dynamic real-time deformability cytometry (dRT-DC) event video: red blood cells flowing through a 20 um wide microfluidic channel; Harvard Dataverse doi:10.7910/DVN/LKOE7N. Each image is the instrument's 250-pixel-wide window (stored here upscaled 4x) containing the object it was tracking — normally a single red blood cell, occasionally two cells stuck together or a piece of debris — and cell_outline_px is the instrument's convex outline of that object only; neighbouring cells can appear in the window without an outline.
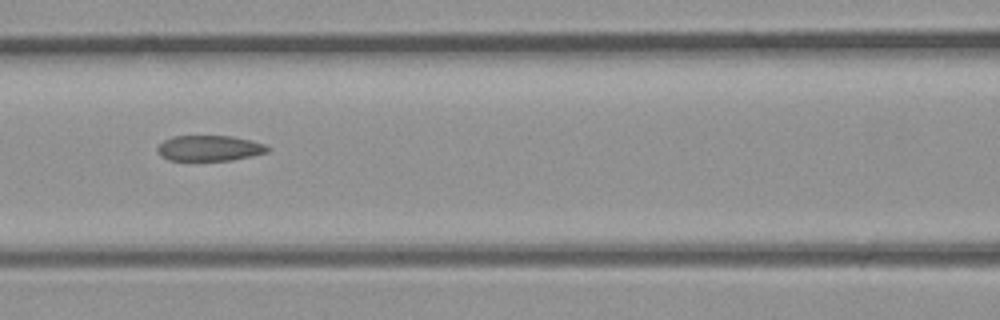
{"species": "common noctule bat (a hibernating species)", "species_latin": "Nyctalus noctula", "temperature_condition": "room temperature", "stored_images_in_passage": 4, "camera_frame_rate_fps": 3000, "um_per_image_px": 0.085, "animal": {"sex": "male", "body_mass_g": 23.1, "forearm_length_mm": 52.7}, "frame": {"image": 1, "passage_image": 4, "time_ms": 1.0, "image_size_px": [1000, 320], "cell_outline_px": [[272, 148], [268, 152], [252, 156], [232, 160], [168, 160], [160, 156], [156, 148], [164, 140], [172, 136], [232, 136], [264, 144]], "centroid_in_image_um": [17.8, 12.6], "position_along_channel_um": 148.8, "area_um2": 16.42}}